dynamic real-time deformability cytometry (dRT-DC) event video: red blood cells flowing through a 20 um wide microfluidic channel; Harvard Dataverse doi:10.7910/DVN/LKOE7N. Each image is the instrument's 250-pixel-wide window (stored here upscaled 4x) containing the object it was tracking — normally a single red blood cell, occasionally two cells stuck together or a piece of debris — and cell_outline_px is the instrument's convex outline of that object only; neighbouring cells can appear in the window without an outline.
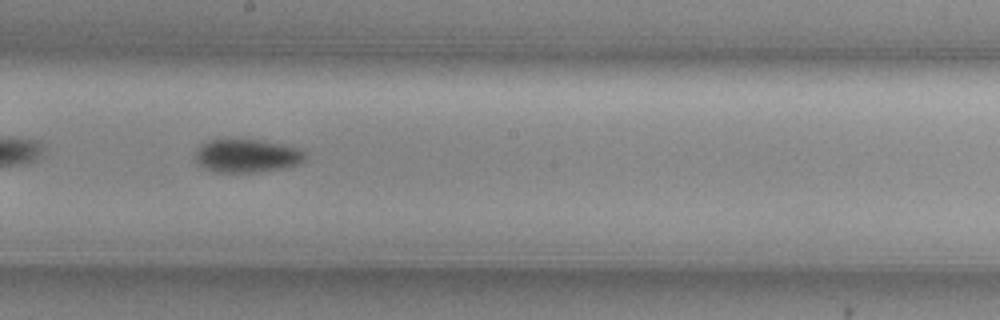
{"species": "common noctule bat (a hibernating species)", "species_latin": "Nyctalus noctula", "temperature_condition": "cold", "stored_images_in_passage": 39, "camera_frame_rate_fps": 3000, "um_per_image_px": 0.085, "animal": {"sex": "female", "body_mass_g": 29.2, "forearm_length_mm": 56.3}, "frame": {"image": 1, "passage_image": 17, "time_ms": 5.333, "image_size_px": [1000, 320], "cell_outline_px": [[304, 160], [296, 164], [284, 168], [260, 172], [216, 172], [204, 168], [196, 160], [196, 152], [200, 144], [208, 140], [260, 140], [280, 144], [296, 148], [304, 152]], "centroid_in_image_um": [20.95, 13.25], "position_along_channel_um": 227.2, "area_um2": 20.98}, "authors_computed_cell_mechanics": {"area_um2": 20.7502, "velocity_mm_per_s": 3.7387, "shape_relaxation_time_tau1_ms": 4.3498, "shape_relaxation_time_tau2_ms": null, "deformation_change_tau1": 0.1188, "deformation_change_tau2": null}}